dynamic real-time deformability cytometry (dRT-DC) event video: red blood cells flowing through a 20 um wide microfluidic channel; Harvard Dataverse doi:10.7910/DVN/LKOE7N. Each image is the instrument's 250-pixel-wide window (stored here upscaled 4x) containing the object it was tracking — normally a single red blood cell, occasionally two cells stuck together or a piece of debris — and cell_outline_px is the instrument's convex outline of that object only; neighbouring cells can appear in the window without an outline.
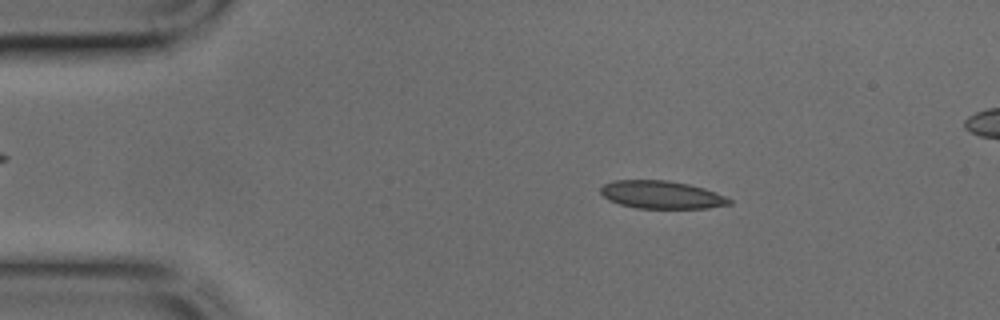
{"species": "common noctule bat (a hibernating species)", "species_latin": "Nyctalus noctula", "temperature_condition": "cold", "stored_images_in_passage": 44, "camera_frame_rate_fps": 3000, "um_per_image_px": 0.085, "animal": {"sex": "male", "body_mass_g": 17.9, "forearm_length_mm": 54.2}, "frame": {"image": 1, "passage_image": 7, "time_ms": 2.0, "image_size_px": [1000, 320], "cell_outline_px": [[732, 204], [708, 208], [636, 208], [620, 204], [608, 200], [600, 192], [600, 188], [604, 184], [612, 180], [668, 180], [688, 184], [704, 188], [724, 196], [732, 200]], "centroid_in_image_um": [56.21, 16.55], "position_along_channel_um": 28.8, "area_um2": 20.87}}
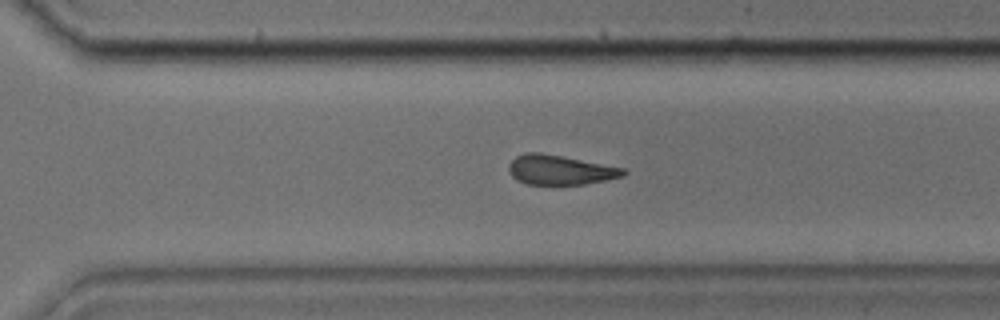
{"frame": {"image": 2, "passage_image": 30, "time_ms": 9.667, "image_size_px": [1000, 320], "cell_outline_px": [[628, 172], [624, 176], [584, 184], [528, 184], [516, 180], [512, 176], [508, 168], [508, 164], [516, 156], [524, 152], [540, 152], [624, 168]], "centroid_in_image_um": [47.58, 14.43], "position_along_channel_um": 323.0, "area_um2": 19.65}}
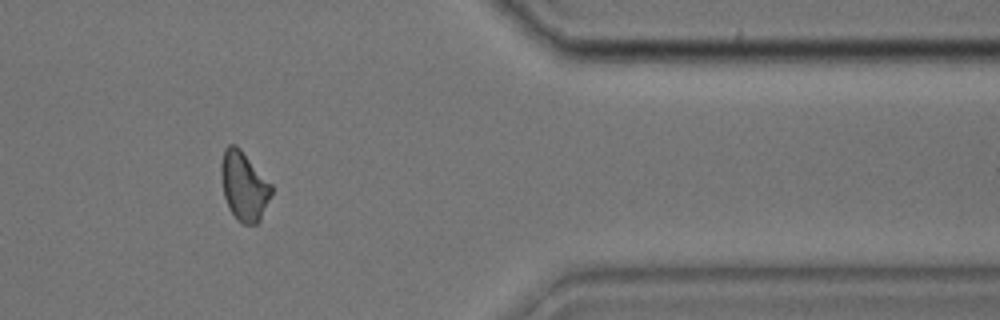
{"frame": {"image": 3, "passage_image": 36, "time_ms": 11.667, "image_size_px": [1000, 320], "cell_outline_px": [[272, 192], [260, 220], [256, 224], [244, 224], [236, 220], [224, 196], [220, 176], [220, 164], [224, 148], [228, 144], [236, 144], [240, 148], [272, 184]], "centroid_in_image_um": [20.72, 15.78], "position_along_channel_um": 390.7, "area_um2": 20.29}}